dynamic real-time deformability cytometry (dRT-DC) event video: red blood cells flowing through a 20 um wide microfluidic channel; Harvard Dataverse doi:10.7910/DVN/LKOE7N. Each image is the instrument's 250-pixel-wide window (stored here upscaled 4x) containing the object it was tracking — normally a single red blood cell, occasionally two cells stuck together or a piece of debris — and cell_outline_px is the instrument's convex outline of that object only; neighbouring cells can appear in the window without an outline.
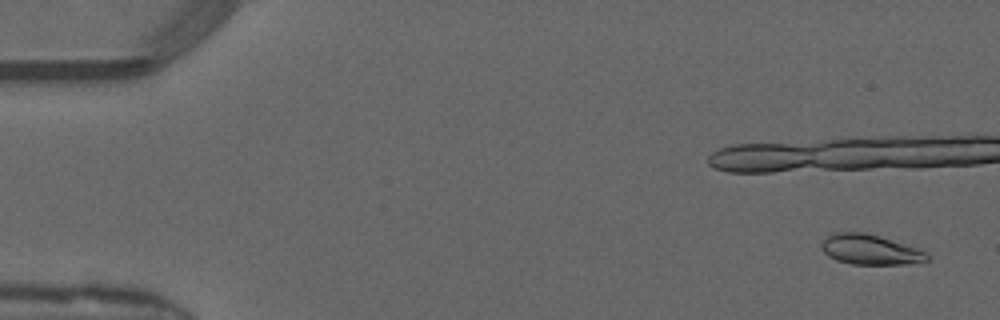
{"species": "common noctule bat (a hibernating species)", "species_latin": "Nyctalus noctula", "temperature_condition": "warm", "stored_images_in_passage": 18, "camera_frame_rate_fps": 3000, "um_per_image_px": 0.085, "animal": {"sex": "male", "forearm_length_mm": 52.5}, "frame": {"image": 1, "passage_image": 3, "time_ms": 0.667, "image_size_px": [1000, 320], "cell_outline_px": [[928, 260], [904, 264], [852, 264], [836, 260], [828, 256], [820, 248], [820, 244], [832, 232], [864, 232], [880, 236], [916, 248], [924, 252], [928, 256]], "centroid_in_image_um": [73.89, 21.21], "position_along_channel_um": 11.1, "area_um2": 18.32}}